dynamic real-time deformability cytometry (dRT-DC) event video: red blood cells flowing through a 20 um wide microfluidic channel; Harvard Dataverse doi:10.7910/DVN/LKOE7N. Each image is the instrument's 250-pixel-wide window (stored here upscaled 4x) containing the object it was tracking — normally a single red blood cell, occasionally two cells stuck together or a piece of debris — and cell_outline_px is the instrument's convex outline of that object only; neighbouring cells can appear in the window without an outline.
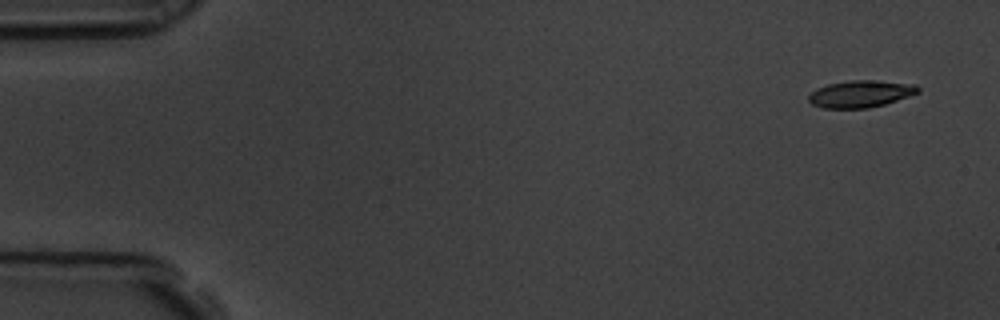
{"species": "common noctule bat (a hibernating species)", "species_latin": "Nyctalus noctula", "temperature_condition": "room temperature", "stored_images_in_passage": 11, "camera_frame_rate_fps": 3000, "um_per_image_px": 0.085, "animal": {"sex": "male", "body_mass_g": 19.5, "forearm_length_mm": 54.6}, "frame": {"image": 1, "passage_image": 1, "time_ms": 0.0, "image_size_px": [1000, 320], "cell_outline_px": [[920, 92], [884, 104], [868, 108], [824, 108], [812, 104], [808, 100], [808, 96], [816, 88], [828, 84], [852, 80], [880, 80], [916, 84], [920, 88]], "centroid_in_image_um": [73.16, 7.97], "position_along_channel_um": 11.8, "area_um2": 17.22}}
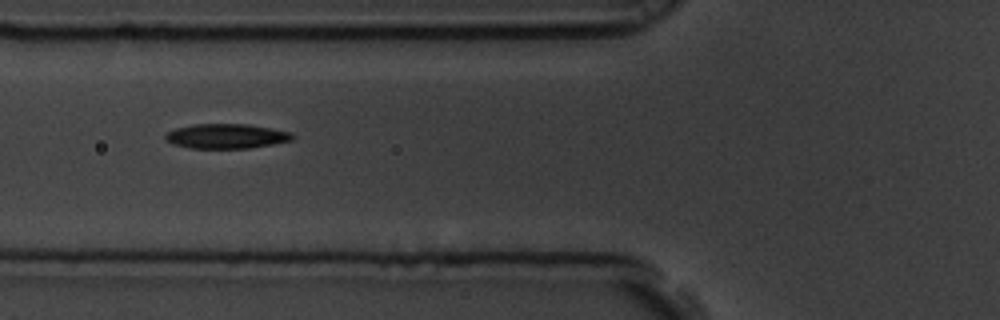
{"frame": {"image": 2, "passage_image": 6, "time_ms": 1.667, "image_size_px": [1000, 320], "cell_outline_px": [[296, 136], [292, 140], [272, 144], [248, 148], [188, 148], [172, 144], [164, 140], [164, 136], [168, 132], [176, 128], [192, 124], [248, 124], [292, 132]], "centroid_in_image_um": [19.22, 11.57], "position_along_channel_um": 106.6, "area_um2": 18.38}}
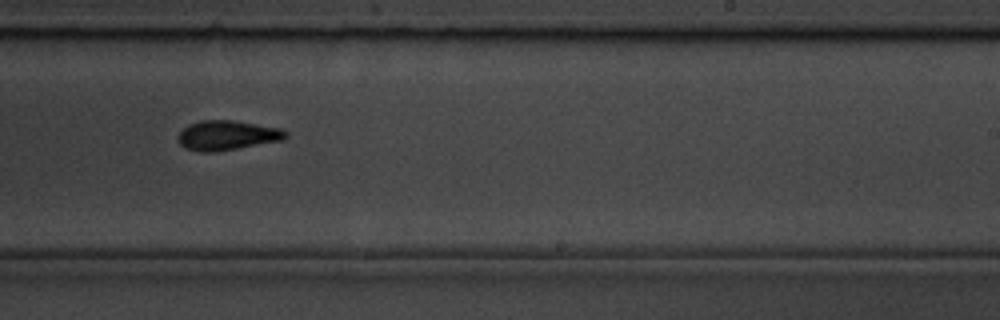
{"frame": {"image": 3, "passage_image": 10, "time_ms": 3.0, "image_size_px": [1000, 320], "cell_outline_px": [[288, 136], [284, 140], [216, 152], [200, 152], [184, 148], [176, 140], [176, 136], [188, 124], [200, 120], [232, 120], [280, 128], [288, 132]], "centroid_in_image_um": [19.28, 11.51], "position_along_channel_um": 269.7, "area_um2": 18.84}}